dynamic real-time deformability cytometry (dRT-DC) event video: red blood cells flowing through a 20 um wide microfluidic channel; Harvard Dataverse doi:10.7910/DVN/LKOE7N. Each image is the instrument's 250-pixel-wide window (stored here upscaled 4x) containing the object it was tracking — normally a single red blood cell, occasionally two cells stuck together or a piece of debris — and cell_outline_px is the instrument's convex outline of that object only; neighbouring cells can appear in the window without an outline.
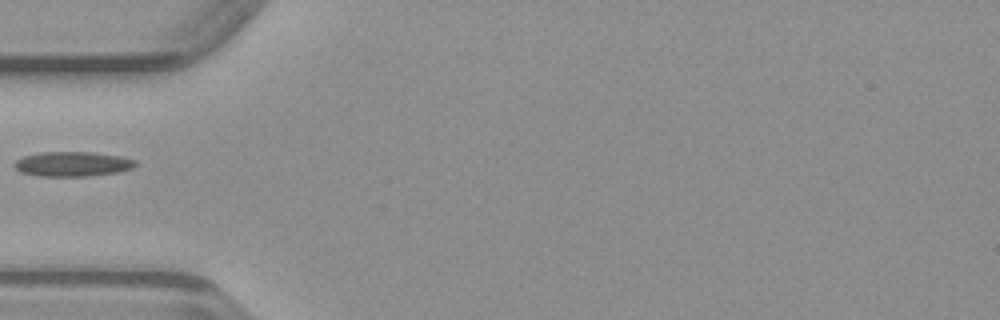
{"species": "common noctule bat (a hibernating species)", "species_latin": "Nyctalus noctula", "temperature_condition": "warm", "stored_images_in_passage": 34, "camera_frame_rate_fps": 3000, "um_per_image_px": 0.085, "animal": {"sex": "male", "body_mass_g": 23.1, "forearm_length_mm": 52.7}, "frame": {"image": 1, "passage_image": 1, "time_ms": 0.0, "image_size_px": [1000, 320], "cell_outline_px": [[140, 164], [132, 168], [116, 172], [88, 176], [40, 176], [20, 172], [12, 164], [16, 160], [24, 156], [40, 152], [92, 152], [120, 156], [136, 160]], "centroid_in_image_um": [6.17, 13.93], "position_along_channel_um": 78.8, "area_um2": 17.51}}
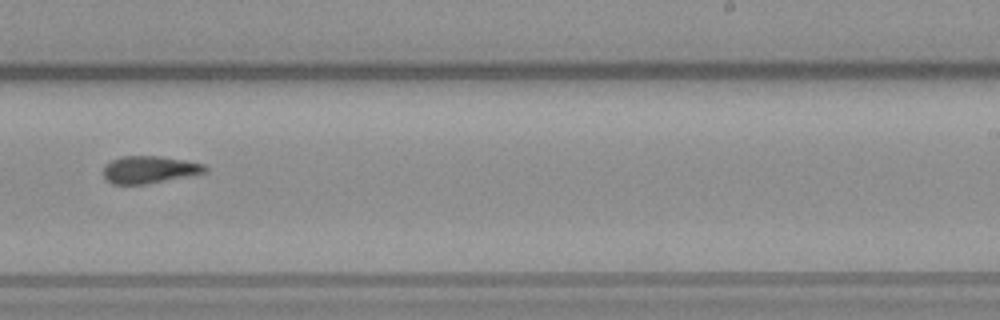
{"frame": {"image": 2, "passage_image": 15, "time_ms": 4.667, "image_size_px": [1000, 320], "cell_outline_px": [[208, 168], [204, 172], [188, 176], [148, 184], [112, 184], [104, 180], [104, 164], [112, 160], [124, 156], [160, 156], [184, 160], [204, 164]], "centroid_in_image_um": [12.66, 14.42], "position_along_channel_um": 276.3, "area_um2": 16.18}}
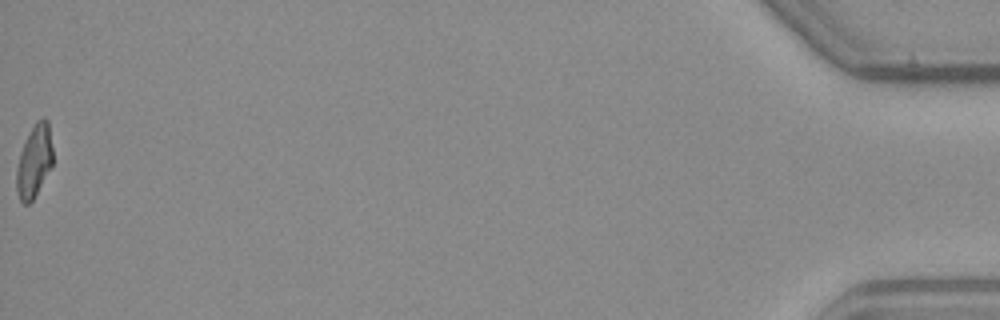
{"frame": {"image": 3, "passage_image": 34, "time_ms": 11.0, "image_size_px": [1000, 320], "cell_outline_px": [[52, 164], [32, 200], [28, 204], [24, 204], [20, 200], [16, 192], [16, 168], [20, 152], [36, 120], [44, 116], [48, 120], [52, 148]], "centroid_in_image_um": [2.89, 13.68], "position_along_channel_um": 432.3, "area_um2": 15.09}}